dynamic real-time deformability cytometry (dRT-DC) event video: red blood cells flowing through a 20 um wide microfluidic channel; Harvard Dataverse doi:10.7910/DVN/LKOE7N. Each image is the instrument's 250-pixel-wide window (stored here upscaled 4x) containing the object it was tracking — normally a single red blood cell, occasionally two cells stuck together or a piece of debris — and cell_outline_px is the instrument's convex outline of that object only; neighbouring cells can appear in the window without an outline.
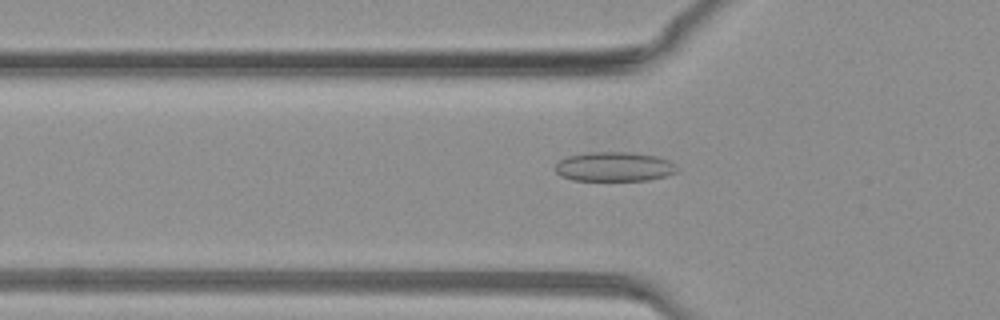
{"species": "common noctule bat (a hibernating species)", "species_latin": "Nyctalus noctula", "temperature_condition": "warm", "stored_images_in_passage": 42, "camera_frame_rate_fps": 3000, "um_per_image_px": 0.085, "animal": {"sex": "female", "body_mass_g": 19.3, "forearm_length_mm": 54.1}, "frame": {"image": 1, "passage_image": 15, "time_ms": 4.667, "image_size_px": [1000, 320], "cell_outline_px": [[680, 168], [676, 172], [668, 176], [648, 180], [572, 180], [560, 176], [556, 172], [556, 164], [560, 160], [568, 156], [588, 152], [632, 152], [656, 156], [668, 160], [676, 164]], "centroid_in_image_um": [52.25, 14.17], "position_along_channel_um": 73.6, "area_um2": 21.04}}
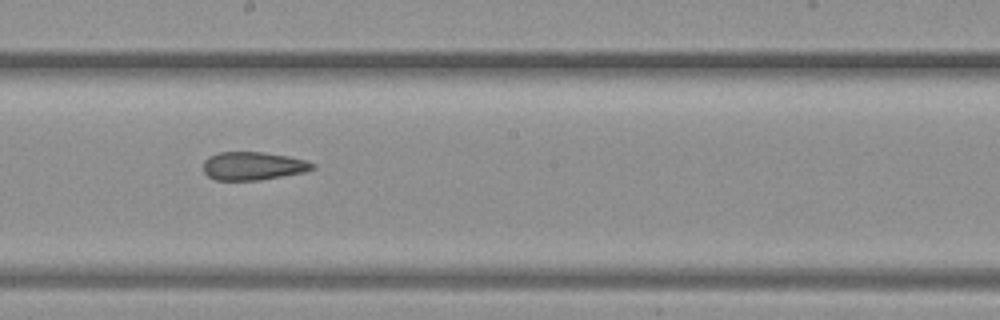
{"frame": {"image": 2, "passage_image": 25, "time_ms": 8.0, "image_size_px": [1000, 320], "cell_outline_px": [[316, 168], [304, 172], [260, 180], [216, 180], [208, 176], [204, 172], [204, 160], [208, 156], [216, 152], [264, 152], [288, 156], [304, 160], [316, 164]], "centroid_in_image_um": [21.5, 14.1], "position_along_channel_um": 226.7, "area_um2": 18.03}}
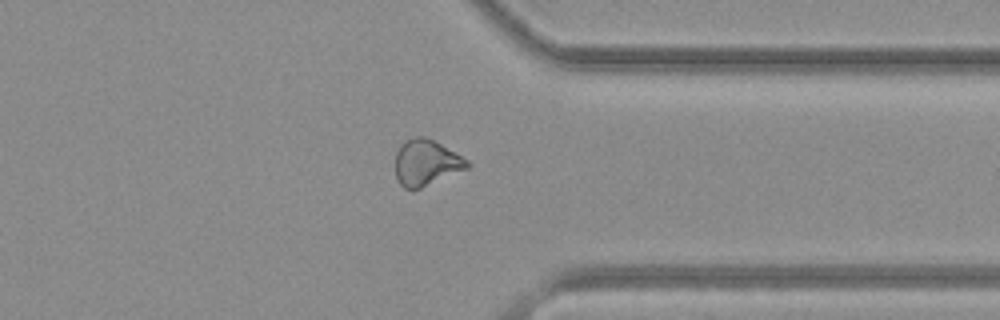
{"frame": {"image": 3, "passage_image": 35, "time_ms": 11.333, "image_size_px": [1000, 320], "cell_outline_px": [[472, 164], [468, 168], [412, 192], [404, 188], [400, 184], [396, 176], [396, 152], [400, 144], [404, 140], [412, 136], [424, 136], [440, 144], [468, 160]], "centroid_in_image_um": [36.2, 13.84], "position_along_channel_um": 375.2, "area_um2": 19.42}}